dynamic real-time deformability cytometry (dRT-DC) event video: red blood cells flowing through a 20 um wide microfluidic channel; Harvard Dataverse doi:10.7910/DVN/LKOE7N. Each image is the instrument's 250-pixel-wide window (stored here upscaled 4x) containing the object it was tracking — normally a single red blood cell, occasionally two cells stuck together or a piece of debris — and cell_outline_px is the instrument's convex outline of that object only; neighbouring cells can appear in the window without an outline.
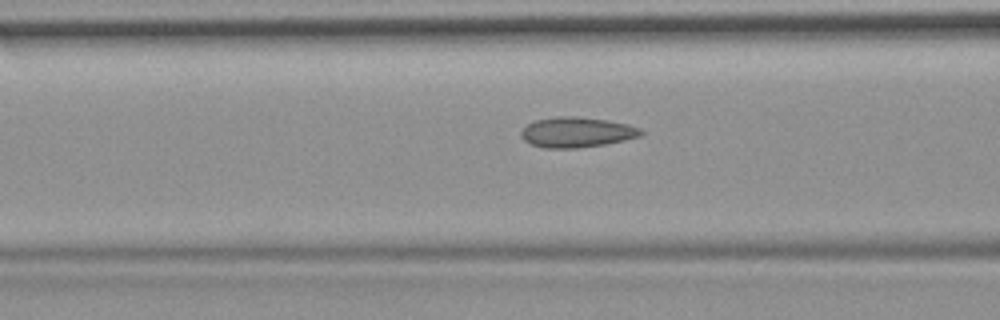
{"species": "common noctule bat (a hibernating species)", "species_latin": "Nyctalus noctula", "temperature_condition": "room temperature", "stored_images_in_passage": 45, "camera_frame_rate_fps": 3000, "um_per_image_px": 0.085, "animal": {"sex": "female", "body_mass_g": 19.9}, "frame": {"image": 1, "passage_image": 22, "time_ms": 7.0, "image_size_px": [1000, 320], "cell_outline_px": [[644, 132], [640, 136], [624, 140], [604, 144], [576, 148], [544, 148], [532, 144], [524, 140], [520, 136], [520, 132], [528, 124], [536, 120], [556, 116], [576, 116], [608, 120], [628, 124], [640, 128]], "centroid_in_image_um": [49.02, 11.23], "position_along_channel_um": 117.6, "area_um2": 21.1}}
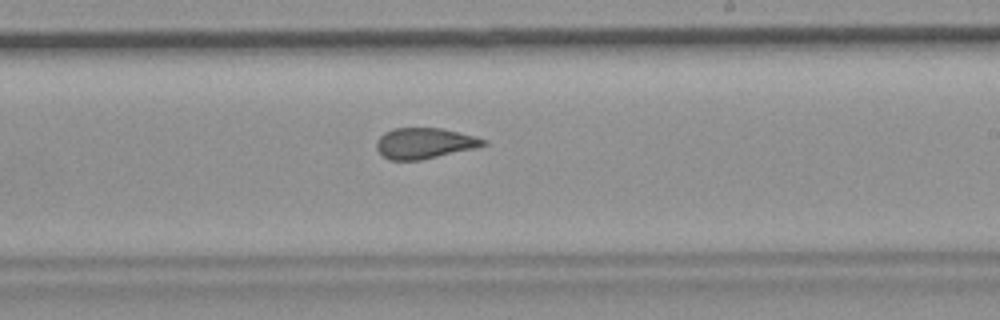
{"frame": {"image": 2, "passage_image": 33, "time_ms": 10.667, "image_size_px": [1000, 320], "cell_outline_px": [[488, 144], [476, 148], [420, 160], [388, 160], [376, 148], [376, 140], [384, 132], [392, 128], [440, 128], [476, 136], [488, 140]], "centroid_in_image_um": [36.09, 12.17], "position_along_channel_um": 252.9, "area_um2": 19.25}}
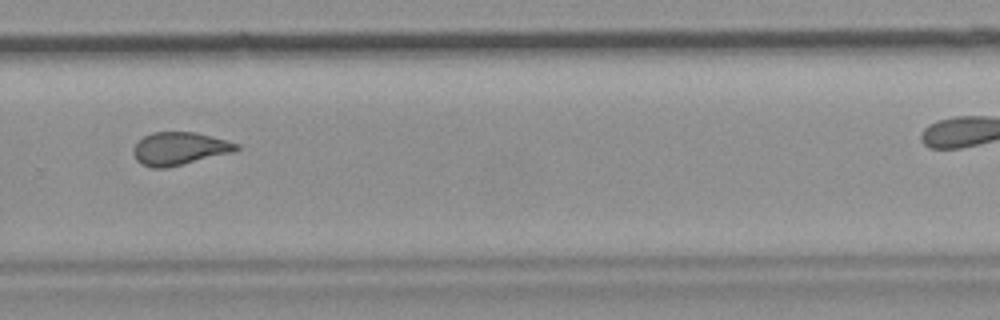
{"frame": {"image": 3, "passage_image": 38, "time_ms": 12.333, "image_size_px": [1000, 320], "cell_outline_px": [[240, 148], [232, 152], [164, 168], [152, 168], [140, 164], [136, 160], [132, 152], [132, 148], [144, 136], [152, 132], [196, 132], [240, 144]], "centroid_in_image_um": [15.21, 12.62], "position_along_channel_um": 314.6, "area_um2": 19.54}}